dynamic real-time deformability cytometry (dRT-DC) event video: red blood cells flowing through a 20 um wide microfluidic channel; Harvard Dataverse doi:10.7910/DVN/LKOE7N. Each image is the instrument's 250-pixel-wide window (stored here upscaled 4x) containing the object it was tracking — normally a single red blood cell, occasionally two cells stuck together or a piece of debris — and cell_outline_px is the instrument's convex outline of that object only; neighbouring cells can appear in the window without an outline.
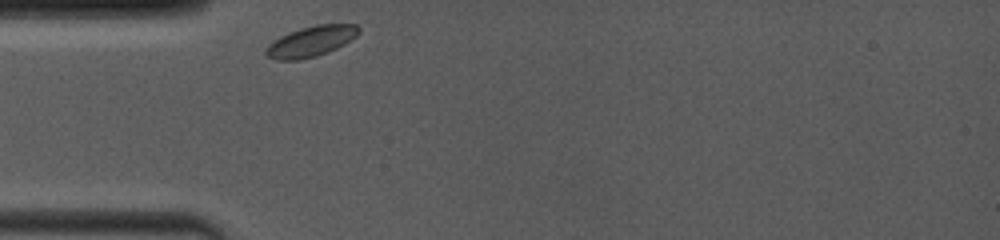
{"species": "common noctule bat (a hibernating species)", "species_latin": "Nyctalus noctula", "temperature_condition": "room temperature", "stored_images_in_passage": 6, "camera_frame_rate_fps": 4000, "um_per_image_px": 0.085, "animal": {"sex": "female", "body_mass_g": 19.0, "forearm_length_mm": 53.3}, "frame": {"image": 1, "passage_image": 1, "time_ms": 0.0, "image_size_px": [1000, 240], "cell_outline_px": [[360, 32], [356, 36], [344, 44], [328, 52], [316, 56], [296, 60], [276, 60], [268, 56], [264, 52], [264, 48], [268, 44], [280, 36], [300, 28], [316, 24], [356, 24], [360, 28]], "centroid_in_image_um": [26.42, 3.51], "position_along_channel_um": 58.6, "area_um2": 16.53}}
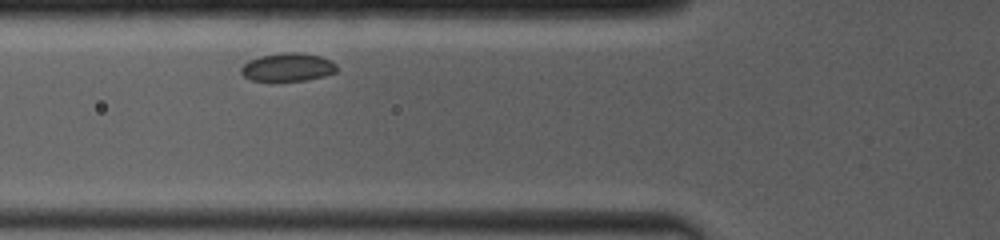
{"frame": {"image": 2, "passage_image": 3, "time_ms": 1.25, "image_size_px": [1000, 240], "cell_outline_px": [[336, 72], [324, 76], [308, 80], [252, 80], [244, 76], [240, 72], [240, 68], [248, 60], [260, 56], [284, 52], [300, 52], [320, 56], [332, 60], [336, 64]], "centroid_in_image_um": [24.47, 5.69], "position_along_channel_um": 101.3, "area_um2": 15.72}}
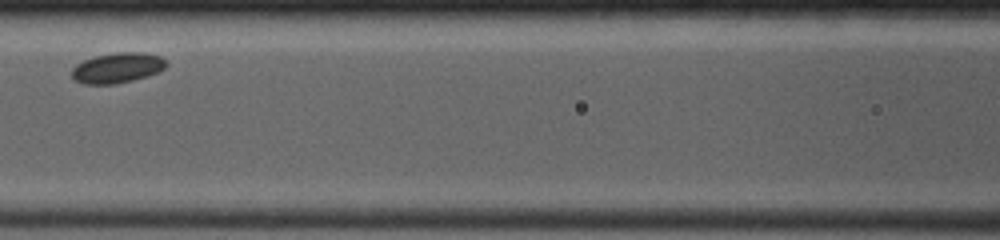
{"frame": {"image": 3, "passage_image": 5, "time_ms": 2.75, "image_size_px": [1000, 240], "cell_outline_px": [[168, 64], [160, 72], [148, 76], [132, 80], [112, 84], [84, 84], [76, 80], [72, 76], [72, 68], [76, 64], [84, 60], [96, 56], [116, 52], [144, 52], [160, 56]], "centroid_in_image_um": [10.0, 5.76], "position_along_channel_um": 156.6, "area_um2": 16.65}}